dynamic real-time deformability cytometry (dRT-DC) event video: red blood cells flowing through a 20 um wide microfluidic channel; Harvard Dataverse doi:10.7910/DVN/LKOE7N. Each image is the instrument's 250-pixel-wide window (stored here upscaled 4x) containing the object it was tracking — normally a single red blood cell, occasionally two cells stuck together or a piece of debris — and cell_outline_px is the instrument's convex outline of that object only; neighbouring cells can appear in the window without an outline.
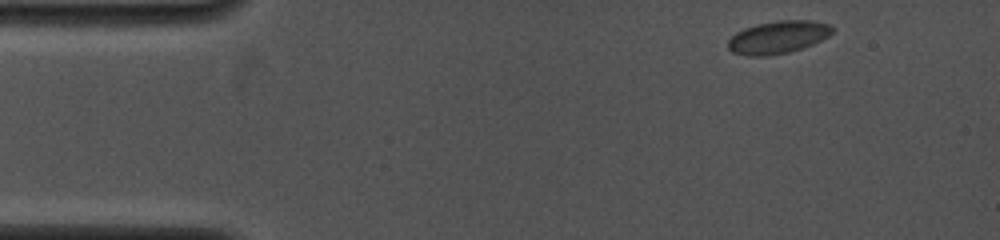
{"species": "common noctule bat (a hibernating species)", "species_latin": "Nyctalus noctula", "temperature_condition": "cold", "stored_images_in_passage": 7, "camera_frame_rate_fps": 4000, "um_per_image_px": 0.085, "animal": {"sex": "female", "body_mass_g": 19.0, "forearm_length_mm": 53.3}, "frame": {"image": 1, "passage_image": 1, "time_ms": 0.0, "image_size_px": [1000, 240], "cell_outline_px": [[836, 28], [828, 36], [804, 48], [788, 52], [764, 56], [748, 56], [732, 52], [728, 48], [728, 40], [736, 32], [744, 28], [756, 24], [776, 20], [812, 20], [828, 24]], "centroid_in_image_um": [66.13, 3.15], "position_along_channel_um": 18.9, "area_um2": 19.94}}
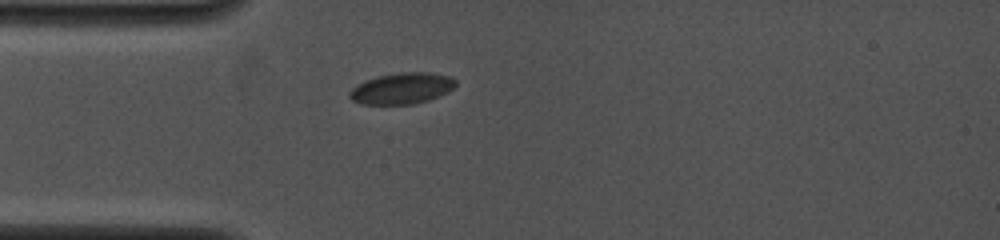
{"frame": {"image": 2, "passage_image": 7, "time_ms": 2.75, "image_size_px": [1000, 240], "cell_outline_px": [[456, 84], [448, 92], [440, 96], [428, 100], [412, 104], [360, 104], [352, 100], [348, 96], [348, 92], [356, 84], [364, 80], [376, 76], [400, 72], [428, 72], [452, 76], [456, 80]], "centroid_in_image_um": [34.14, 7.5], "position_along_channel_um": 50.9, "area_um2": 19.54}}